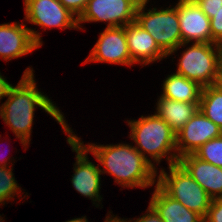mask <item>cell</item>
<instances>
[{"mask_svg": "<svg viewBox=\"0 0 222 222\" xmlns=\"http://www.w3.org/2000/svg\"><path fill=\"white\" fill-rule=\"evenodd\" d=\"M195 2L209 19L222 9V0H195Z\"/></svg>", "mask_w": 222, "mask_h": 222, "instance_id": "obj_24", "label": "cell"}, {"mask_svg": "<svg viewBox=\"0 0 222 222\" xmlns=\"http://www.w3.org/2000/svg\"><path fill=\"white\" fill-rule=\"evenodd\" d=\"M37 106L53 117L65 133L69 132L70 127L59 108L37 89L33 69L29 67L24 71L17 86L11 87L7 100L0 106L1 118L11 128L16 138L20 139L24 148L31 140L34 112Z\"/></svg>", "mask_w": 222, "mask_h": 222, "instance_id": "obj_1", "label": "cell"}, {"mask_svg": "<svg viewBox=\"0 0 222 222\" xmlns=\"http://www.w3.org/2000/svg\"><path fill=\"white\" fill-rule=\"evenodd\" d=\"M148 2L139 4L135 21L146 30L158 46L168 55L175 53L182 44L179 18L176 6L157 10H146Z\"/></svg>", "mask_w": 222, "mask_h": 222, "instance_id": "obj_5", "label": "cell"}, {"mask_svg": "<svg viewBox=\"0 0 222 222\" xmlns=\"http://www.w3.org/2000/svg\"><path fill=\"white\" fill-rule=\"evenodd\" d=\"M204 222H222V197L212 199Z\"/></svg>", "mask_w": 222, "mask_h": 222, "instance_id": "obj_23", "label": "cell"}, {"mask_svg": "<svg viewBox=\"0 0 222 222\" xmlns=\"http://www.w3.org/2000/svg\"><path fill=\"white\" fill-rule=\"evenodd\" d=\"M177 65L176 74L197 82L201 87L217 84L219 77L218 44L193 42L182 53Z\"/></svg>", "mask_w": 222, "mask_h": 222, "instance_id": "obj_6", "label": "cell"}, {"mask_svg": "<svg viewBox=\"0 0 222 222\" xmlns=\"http://www.w3.org/2000/svg\"><path fill=\"white\" fill-rule=\"evenodd\" d=\"M66 222H88V219H86V216H83V217H79V218H74V219H71V220H68Z\"/></svg>", "mask_w": 222, "mask_h": 222, "instance_id": "obj_30", "label": "cell"}, {"mask_svg": "<svg viewBox=\"0 0 222 222\" xmlns=\"http://www.w3.org/2000/svg\"><path fill=\"white\" fill-rule=\"evenodd\" d=\"M127 122L131 128L130 138L137 145L134 147L156 170L155 164L146 154H149L156 164H159L163 157L168 160V166L178 163V155L175 152L176 132L156 113Z\"/></svg>", "mask_w": 222, "mask_h": 222, "instance_id": "obj_3", "label": "cell"}, {"mask_svg": "<svg viewBox=\"0 0 222 222\" xmlns=\"http://www.w3.org/2000/svg\"><path fill=\"white\" fill-rule=\"evenodd\" d=\"M169 174L161 169L157 185L171 198L187 209L205 218L212 198L179 164L169 165Z\"/></svg>", "mask_w": 222, "mask_h": 222, "instance_id": "obj_4", "label": "cell"}, {"mask_svg": "<svg viewBox=\"0 0 222 222\" xmlns=\"http://www.w3.org/2000/svg\"><path fill=\"white\" fill-rule=\"evenodd\" d=\"M104 222H122L121 221V218H118L117 216H107L106 218H105V221Z\"/></svg>", "mask_w": 222, "mask_h": 222, "instance_id": "obj_29", "label": "cell"}, {"mask_svg": "<svg viewBox=\"0 0 222 222\" xmlns=\"http://www.w3.org/2000/svg\"><path fill=\"white\" fill-rule=\"evenodd\" d=\"M199 110L222 129V85L202 88Z\"/></svg>", "mask_w": 222, "mask_h": 222, "instance_id": "obj_19", "label": "cell"}, {"mask_svg": "<svg viewBox=\"0 0 222 222\" xmlns=\"http://www.w3.org/2000/svg\"><path fill=\"white\" fill-rule=\"evenodd\" d=\"M128 50L135 63L146 65L168 56L136 21L124 26Z\"/></svg>", "mask_w": 222, "mask_h": 222, "instance_id": "obj_14", "label": "cell"}, {"mask_svg": "<svg viewBox=\"0 0 222 222\" xmlns=\"http://www.w3.org/2000/svg\"><path fill=\"white\" fill-rule=\"evenodd\" d=\"M25 21L42 28L79 29L78 18L59 0H24Z\"/></svg>", "mask_w": 222, "mask_h": 222, "instance_id": "obj_9", "label": "cell"}, {"mask_svg": "<svg viewBox=\"0 0 222 222\" xmlns=\"http://www.w3.org/2000/svg\"><path fill=\"white\" fill-rule=\"evenodd\" d=\"M41 46V34L26 27V24H0V57L5 61L26 55Z\"/></svg>", "mask_w": 222, "mask_h": 222, "instance_id": "obj_11", "label": "cell"}, {"mask_svg": "<svg viewBox=\"0 0 222 222\" xmlns=\"http://www.w3.org/2000/svg\"><path fill=\"white\" fill-rule=\"evenodd\" d=\"M156 110V114L177 133L199 110V103L180 102L160 97Z\"/></svg>", "mask_w": 222, "mask_h": 222, "instance_id": "obj_17", "label": "cell"}, {"mask_svg": "<svg viewBox=\"0 0 222 222\" xmlns=\"http://www.w3.org/2000/svg\"><path fill=\"white\" fill-rule=\"evenodd\" d=\"M88 62H105L131 66V59L124 26L106 27L85 60Z\"/></svg>", "mask_w": 222, "mask_h": 222, "instance_id": "obj_10", "label": "cell"}, {"mask_svg": "<svg viewBox=\"0 0 222 222\" xmlns=\"http://www.w3.org/2000/svg\"><path fill=\"white\" fill-rule=\"evenodd\" d=\"M202 88L197 82L173 73L163 82V93L160 97L187 103H199Z\"/></svg>", "mask_w": 222, "mask_h": 222, "instance_id": "obj_18", "label": "cell"}, {"mask_svg": "<svg viewBox=\"0 0 222 222\" xmlns=\"http://www.w3.org/2000/svg\"><path fill=\"white\" fill-rule=\"evenodd\" d=\"M67 135V143L72 147V151L76 152L72 185L78 193L93 200L94 204L96 201L99 203L102 199L99 193L101 189L100 166L88 160L87 149L70 132Z\"/></svg>", "mask_w": 222, "mask_h": 222, "instance_id": "obj_8", "label": "cell"}, {"mask_svg": "<svg viewBox=\"0 0 222 222\" xmlns=\"http://www.w3.org/2000/svg\"><path fill=\"white\" fill-rule=\"evenodd\" d=\"M222 135V129L200 110L176 133L178 159L194 152L213 138Z\"/></svg>", "mask_w": 222, "mask_h": 222, "instance_id": "obj_12", "label": "cell"}, {"mask_svg": "<svg viewBox=\"0 0 222 222\" xmlns=\"http://www.w3.org/2000/svg\"><path fill=\"white\" fill-rule=\"evenodd\" d=\"M138 4H142L148 2L149 0H135Z\"/></svg>", "mask_w": 222, "mask_h": 222, "instance_id": "obj_32", "label": "cell"}, {"mask_svg": "<svg viewBox=\"0 0 222 222\" xmlns=\"http://www.w3.org/2000/svg\"><path fill=\"white\" fill-rule=\"evenodd\" d=\"M11 87H12V84L8 83L6 78H4V76H2L0 73V100L3 97H8Z\"/></svg>", "mask_w": 222, "mask_h": 222, "instance_id": "obj_27", "label": "cell"}, {"mask_svg": "<svg viewBox=\"0 0 222 222\" xmlns=\"http://www.w3.org/2000/svg\"><path fill=\"white\" fill-rule=\"evenodd\" d=\"M212 44L222 43V9L210 19Z\"/></svg>", "mask_w": 222, "mask_h": 222, "instance_id": "obj_22", "label": "cell"}, {"mask_svg": "<svg viewBox=\"0 0 222 222\" xmlns=\"http://www.w3.org/2000/svg\"><path fill=\"white\" fill-rule=\"evenodd\" d=\"M194 155L222 168V135L207 141L194 152Z\"/></svg>", "mask_w": 222, "mask_h": 222, "instance_id": "obj_20", "label": "cell"}, {"mask_svg": "<svg viewBox=\"0 0 222 222\" xmlns=\"http://www.w3.org/2000/svg\"><path fill=\"white\" fill-rule=\"evenodd\" d=\"M77 18L83 13L89 0H59Z\"/></svg>", "mask_w": 222, "mask_h": 222, "instance_id": "obj_25", "label": "cell"}, {"mask_svg": "<svg viewBox=\"0 0 222 222\" xmlns=\"http://www.w3.org/2000/svg\"><path fill=\"white\" fill-rule=\"evenodd\" d=\"M177 11L182 37V44L177 49L184 47L190 41L212 43L210 19L195 0H179Z\"/></svg>", "mask_w": 222, "mask_h": 222, "instance_id": "obj_13", "label": "cell"}, {"mask_svg": "<svg viewBox=\"0 0 222 222\" xmlns=\"http://www.w3.org/2000/svg\"><path fill=\"white\" fill-rule=\"evenodd\" d=\"M69 132L103 165L104 168H100L101 174L112 175L117 184L124 188H147L155 184L157 170L134 146L123 143L106 146L94 143L84 145L71 128Z\"/></svg>", "mask_w": 222, "mask_h": 222, "instance_id": "obj_2", "label": "cell"}, {"mask_svg": "<svg viewBox=\"0 0 222 222\" xmlns=\"http://www.w3.org/2000/svg\"><path fill=\"white\" fill-rule=\"evenodd\" d=\"M149 204L156 210L163 222H204L199 214L168 196L157 184Z\"/></svg>", "mask_w": 222, "mask_h": 222, "instance_id": "obj_16", "label": "cell"}, {"mask_svg": "<svg viewBox=\"0 0 222 222\" xmlns=\"http://www.w3.org/2000/svg\"><path fill=\"white\" fill-rule=\"evenodd\" d=\"M139 4L135 0H89L78 18L83 22H107V27L125 26L135 22Z\"/></svg>", "mask_w": 222, "mask_h": 222, "instance_id": "obj_7", "label": "cell"}, {"mask_svg": "<svg viewBox=\"0 0 222 222\" xmlns=\"http://www.w3.org/2000/svg\"><path fill=\"white\" fill-rule=\"evenodd\" d=\"M11 167L0 166V204H5V201L12 200L16 194L21 191L16 183L14 173ZM19 190V191H18ZM17 192V193H16Z\"/></svg>", "mask_w": 222, "mask_h": 222, "instance_id": "obj_21", "label": "cell"}, {"mask_svg": "<svg viewBox=\"0 0 222 222\" xmlns=\"http://www.w3.org/2000/svg\"><path fill=\"white\" fill-rule=\"evenodd\" d=\"M147 213L142 217L137 218V220H128V219H121L122 222H163L159 214L156 210L149 204Z\"/></svg>", "mask_w": 222, "mask_h": 222, "instance_id": "obj_26", "label": "cell"}, {"mask_svg": "<svg viewBox=\"0 0 222 222\" xmlns=\"http://www.w3.org/2000/svg\"><path fill=\"white\" fill-rule=\"evenodd\" d=\"M5 157H7V156H5ZM5 157H3V158H1L0 159V166L1 167H8L7 165H8V163H7V161H10V158L9 157H7V159L5 158ZM9 158V159H8Z\"/></svg>", "mask_w": 222, "mask_h": 222, "instance_id": "obj_31", "label": "cell"}, {"mask_svg": "<svg viewBox=\"0 0 222 222\" xmlns=\"http://www.w3.org/2000/svg\"><path fill=\"white\" fill-rule=\"evenodd\" d=\"M219 48V77L218 81H222V43L218 44Z\"/></svg>", "mask_w": 222, "mask_h": 222, "instance_id": "obj_28", "label": "cell"}, {"mask_svg": "<svg viewBox=\"0 0 222 222\" xmlns=\"http://www.w3.org/2000/svg\"><path fill=\"white\" fill-rule=\"evenodd\" d=\"M178 163L212 199L222 197V168L203 161L194 154L182 156Z\"/></svg>", "mask_w": 222, "mask_h": 222, "instance_id": "obj_15", "label": "cell"}]
</instances>
